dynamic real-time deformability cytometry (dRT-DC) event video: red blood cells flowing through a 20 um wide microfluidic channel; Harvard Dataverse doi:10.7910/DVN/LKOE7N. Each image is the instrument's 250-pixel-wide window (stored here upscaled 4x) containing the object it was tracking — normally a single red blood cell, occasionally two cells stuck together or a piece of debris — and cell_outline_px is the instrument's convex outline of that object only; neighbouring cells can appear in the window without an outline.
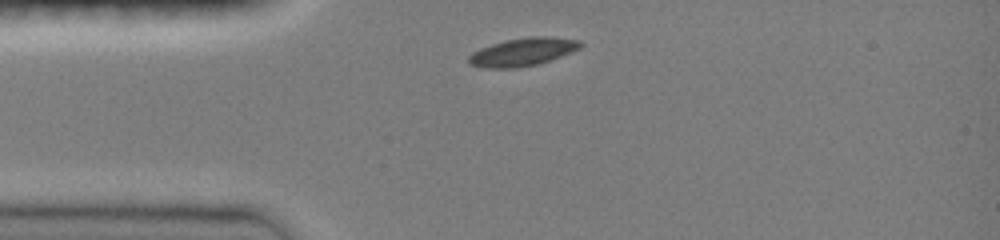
{"species": "common noctule bat (a hibernating species)", "species_latin": "Nyctalus noctula", "temperature_condition": "room temperature", "stored_images_in_passage": 3, "camera_frame_rate_fps": 3000, "um_per_image_px": 0.085, "animal": {"sex": "female", "body_mass_g": 19.0, "forearm_length_mm": 51.5}, "frame": {"image": 1, "passage_image": 1, "time_ms": 0.0, "image_size_px": [1000, 240], "cell_outline_px": [[584, 44], [580, 48], [572, 52], [540, 64], [516, 68], [480, 68], [472, 64], [468, 60], [468, 56], [472, 52], [480, 48], [492, 44], [508, 40], [528, 36], [548, 36], [580, 40]], "centroid_in_image_um": [44.46, 4.42], "position_along_channel_um": 40.5, "area_um2": 18.38}}